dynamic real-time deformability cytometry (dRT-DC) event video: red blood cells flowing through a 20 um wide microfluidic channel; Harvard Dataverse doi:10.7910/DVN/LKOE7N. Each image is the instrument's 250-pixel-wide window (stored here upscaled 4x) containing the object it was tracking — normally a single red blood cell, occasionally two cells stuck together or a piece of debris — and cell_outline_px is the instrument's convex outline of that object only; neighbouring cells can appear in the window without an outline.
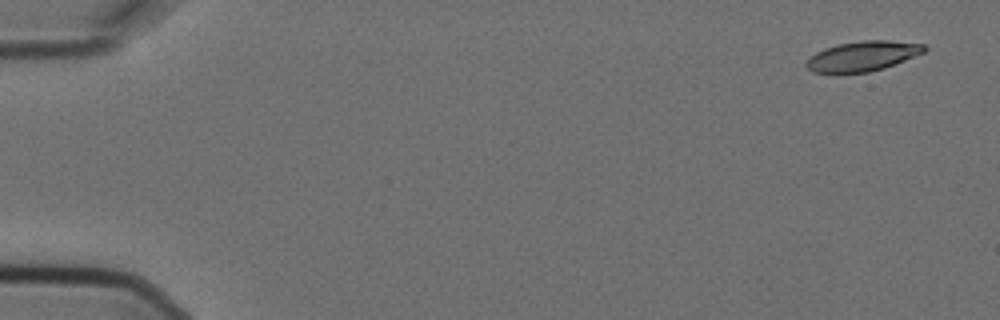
{"species": "Egyptian fruit bat (a non-hibernating species)", "species_latin": "Rousettus aegyptiacus", "temperature_condition": "cold", "stored_images_in_passage": 4, "camera_frame_rate_fps": 3000, "um_per_image_px": 0.085, "animal": {"sex": "female"}, "frame": {"image": 1, "passage_image": 1, "time_ms": 0.0, "image_size_px": [1000, 320], "cell_outline_px": [[928, 48], [924, 52], [884, 68], [868, 72], [812, 72], [804, 64], [816, 52], [824, 48], [840, 44], [860, 40], [888, 40], [924, 44]], "centroid_in_image_um": [73.34, 4.75], "position_along_channel_um": 11.7, "area_um2": 20.29}}
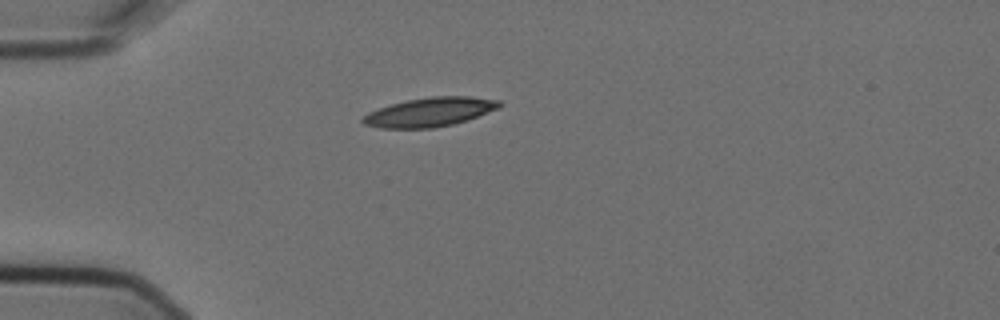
{"frame": {"image": 2, "passage_image": 4, "time_ms": 1.0, "image_size_px": [1000, 320], "cell_outline_px": [[500, 108], [468, 120], [452, 124], [432, 128], [380, 128], [364, 124], [360, 120], [368, 112], [392, 104], [408, 100], [432, 96], [468, 96], [500, 100]], "centroid_in_image_um": [36.55, 9.53], "position_along_channel_um": 48.4, "area_um2": 23.0}}